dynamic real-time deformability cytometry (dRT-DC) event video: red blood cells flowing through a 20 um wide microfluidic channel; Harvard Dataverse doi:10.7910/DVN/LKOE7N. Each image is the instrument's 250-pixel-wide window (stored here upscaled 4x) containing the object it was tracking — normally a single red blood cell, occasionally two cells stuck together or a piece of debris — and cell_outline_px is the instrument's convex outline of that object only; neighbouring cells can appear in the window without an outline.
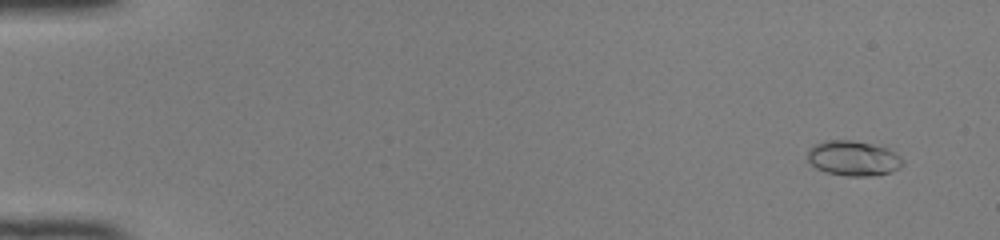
{"species": "common noctule bat (a hibernating species)", "species_latin": "Nyctalus noctula", "temperature_condition": "room temperature", "stored_images_in_passage": 51, "camera_frame_rate_fps": 3000, "um_per_image_px": 0.085, "animal": {"sex": "female", "body_mass_g": 22.0, "forearm_length_mm": 56.7}, "frame": {"image": 1, "passage_image": 4, "time_ms": 1.0, "image_size_px": [1000, 240], "cell_outline_px": [[904, 164], [900, 168], [892, 172], [872, 176], [844, 176], [828, 172], [816, 168], [808, 160], [808, 148], [816, 144], [828, 140], [852, 140], [872, 144], [884, 148], [900, 156], [904, 160]], "centroid_in_image_um": [72.54, 13.47], "position_along_channel_um": 12.5, "area_um2": 19.36}}
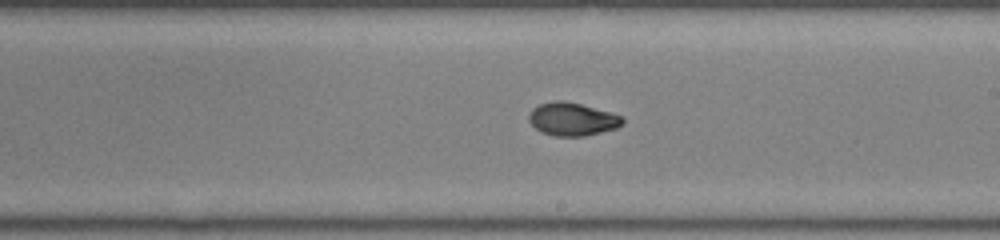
{"frame": {"image": 2, "passage_image": 31, "time_ms": 10.0, "image_size_px": [1000, 240], "cell_outline_px": [[624, 120], [616, 128], [584, 136], [556, 136], [540, 132], [528, 120], [528, 116], [532, 108], [540, 104], [556, 100], [564, 100], [580, 104], [608, 112], [620, 116]], "centroid_in_image_um": [48.58, 10.13], "position_along_channel_um": 240.4, "area_um2": 17.74}}
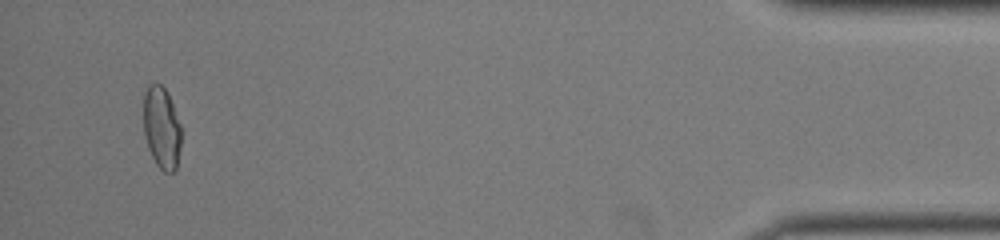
{"frame": {"image": 3, "passage_image": 49, "time_ms": 16.0, "image_size_px": [1000, 240], "cell_outline_px": [[180, 148], [176, 168], [172, 172], [164, 172], [156, 164], [148, 148], [144, 132], [144, 92], [148, 84], [160, 84], [164, 88], [172, 104], [180, 124]], "centroid_in_image_um": [13.72, 10.87], "position_along_channel_um": 421.5, "area_um2": 17.74}, "authors_computed_cell_mechanics": {"area_um2": 17.918, "velocity_mm_per_s": 4.1218, "shape_relaxation_time_tau1_ms": 7.3204, "shape_relaxation_time_tau2_ms": 1.182, "deformation_change_tau1": 0.2275, "deformation_change_tau2": 0.0441}}